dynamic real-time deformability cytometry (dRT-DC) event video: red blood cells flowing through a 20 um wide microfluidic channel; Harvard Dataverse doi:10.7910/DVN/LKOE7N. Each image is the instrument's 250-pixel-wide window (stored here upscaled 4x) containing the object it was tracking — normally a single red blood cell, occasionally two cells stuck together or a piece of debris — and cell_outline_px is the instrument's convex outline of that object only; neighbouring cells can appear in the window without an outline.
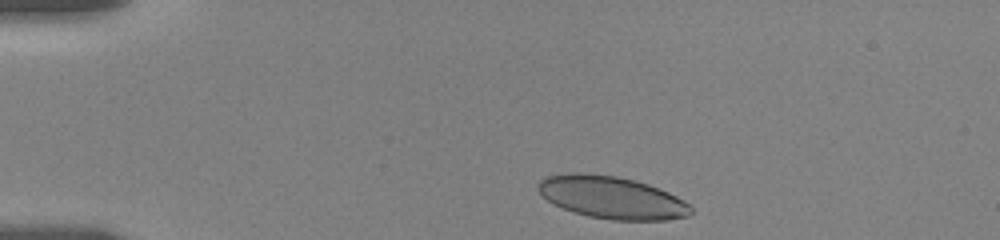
{"species": "human", "species_latin": "Homo sapiens", "temperature_condition": "room temperature", "stored_images_in_passage": 3, "camera_frame_rate_fps": 3000, "um_per_image_px": 0.085, "donor": {"sex": "female"}, "frame": {"image": 1, "passage_image": 1, "time_ms": 0.0, "image_size_px": [1000, 240], "cell_outline_px": [[692, 212], [688, 216], [668, 220], [612, 220], [588, 216], [572, 212], [548, 200], [536, 188], [540, 180], [548, 176], [572, 172], [584, 172], [616, 176], [636, 180], [648, 184], [668, 192], [684, 200], [692, 208]], "centroid_in_image_um": [52.01, 16.78], "position_along_channel_um": 33.0, "area_um2": 37.74}}